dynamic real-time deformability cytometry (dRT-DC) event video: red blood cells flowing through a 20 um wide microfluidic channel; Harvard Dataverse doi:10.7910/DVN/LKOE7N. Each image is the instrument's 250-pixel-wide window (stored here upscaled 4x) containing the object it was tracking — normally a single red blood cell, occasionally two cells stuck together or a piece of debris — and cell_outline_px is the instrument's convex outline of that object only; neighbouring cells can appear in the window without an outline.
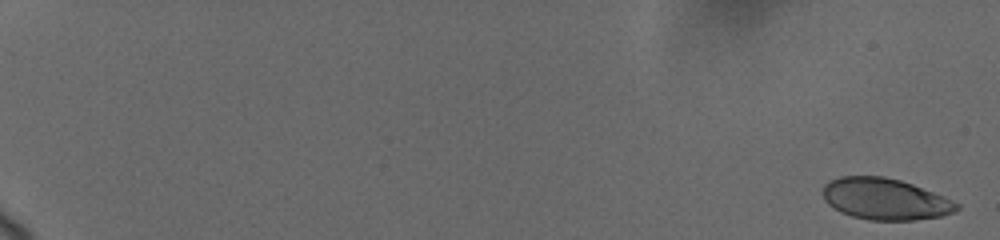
{"species": "human", "species_latin": "Homo sapiens", "temperature_condition": "cold", "stored_images_in_passage": 17, "camera_frame_rate_fps": 3000, "um_per_image_px": 0.085, "donor": {"sex": "female"}, "frame": {"image": 1, "passage_image": 1, "time_ms": 0.0, "image_size_px": [1000, 240], "cell_outline_px": [[960, 208], [956, 212], [940, 216], [916, 220], [868, 220], [852, 216], [840, 212], [828, 204], [824, 200], [820, 192], [824, 184], [828, 180], [840, 176], [884, 176], [900, 180], [912, 184], [944, 196], [960, 204]], "centroid_in_image_um": [75.2, 16.91], "position_along_channel_um": 9.8, "area_um2": 32.71}}
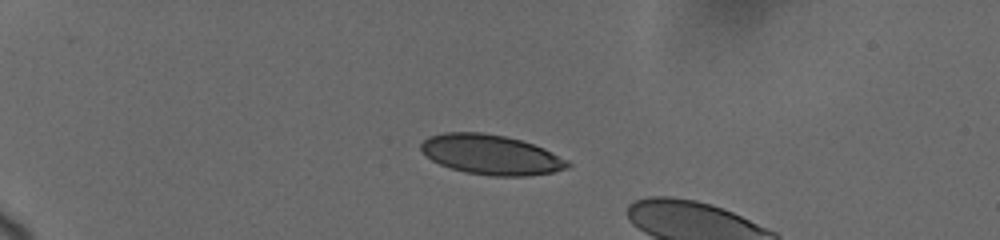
{"frame": {"image": 2, "passage_image": 13, "time_ms": 5.333, "image_size_px": [1000, 240], "cell_outline_px": [[572, 164], [568, 168], [552, 172], [528, 176], [492, 176], [464, 172], [440, 164], [432, 160], [420, 148], [420, 144], [428, 136], [444, 132], [480, 132], [504, 136], [520, 140], [544, 148], [568, 160]], "centroid_in_image_um": [41.75, 13.15], "position_along_channel_um": 43.3, "area_um2": 33.99}}